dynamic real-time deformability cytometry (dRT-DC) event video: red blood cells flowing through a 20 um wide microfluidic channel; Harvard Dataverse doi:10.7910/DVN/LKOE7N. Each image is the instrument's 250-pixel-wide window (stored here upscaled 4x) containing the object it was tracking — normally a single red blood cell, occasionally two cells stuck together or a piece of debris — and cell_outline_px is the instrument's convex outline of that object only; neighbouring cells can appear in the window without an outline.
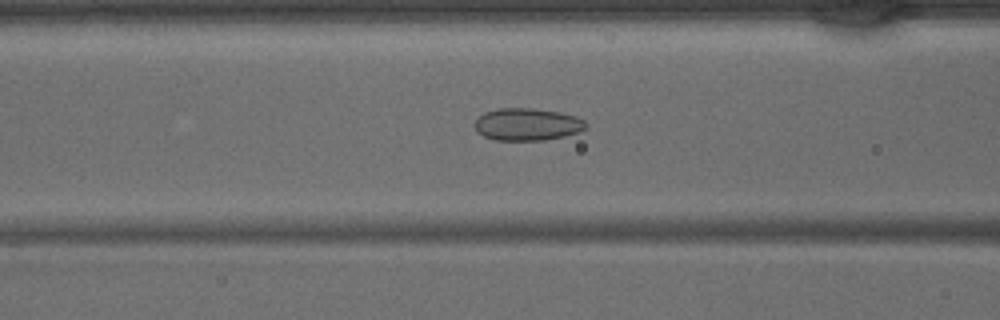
{"species": "common noctule bat (a hibernating species)", "species_latin": "Nyctalus noctula", "temperature_condition": "warm", "stored_images_in_passage": 37, "camera_frame_rate_fps": 3000, "um_per_image_px": 0.085, "animal": {"sex": "male", "body_mass_g": 15.6}, "frame": {"image": 1, "passage_image": 17, "time_ms": 5.333, "image_size_px": [1000, 320], "cell_outline_px": [[588, 128], [580, 132], [564, 136], [544, 140], [496, 140], [484, 136], [476, 132], [476, 120], [484, 112], [496, 108], [532, 108], [560, 112], [576, 116], [584, 120], [588, 124]], "centroid_in_image_um": [44.85, 10.57], "position_along_channel_um": 121.7, "area_um2": 21.1}}
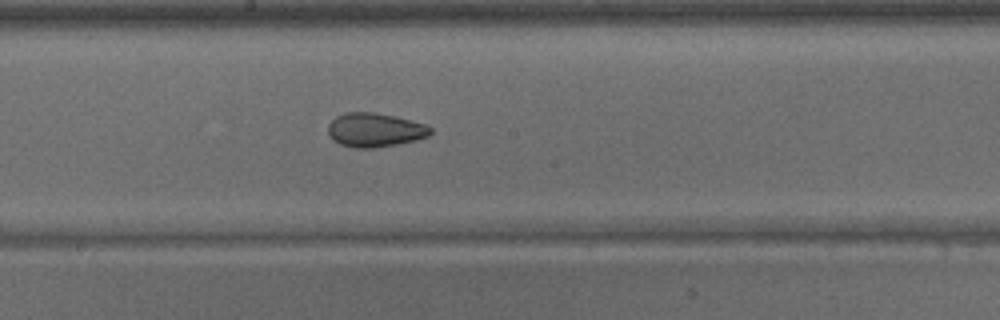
{"frame": {"image": 2, "passage_image": 23, "time_ms": 7.333, "image_size_px": [1000, 320], "cell_outline_px": [[432, 132], [428, 136], [416, 140], [396, 144], [372, 148], [356, 148], [340, 144], [332, 140], [328, 132], [328, 124], [336, 116], [344, 112], [372, 112], [396, 116], [428, 124], [432, 128]], "centroid_in_image_um": [31.87, 11.03], "position_along_channel_um": 216.3, "area_um2": 20.46}}
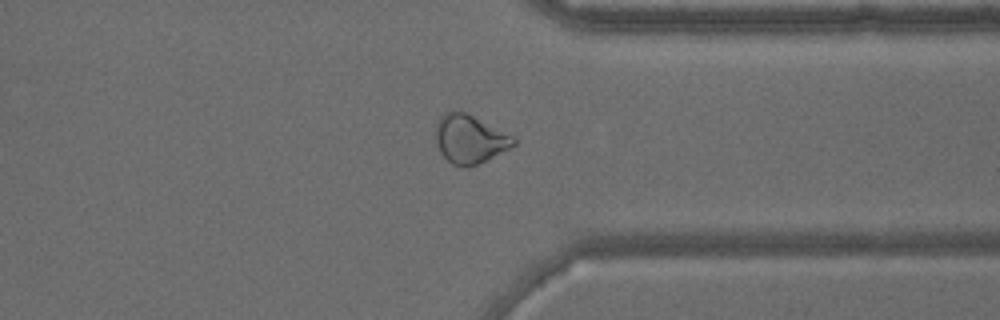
{"frame": {"image": 3, "passage_image": 33, "time_ms": 10.667, "image_size_px": [1000, 320], "cell_outline_px": [[516, 144], [476, 164], [464, 168], [452, 164], [440, 152], [436, 144], [436, 120], [444, 112], [464, 112], [512, 136], [516, 140]], "centroid_in_image_um": [39.86, 11.83], "position_along_channel_um": 371.5, "area_um2": 21.39}}